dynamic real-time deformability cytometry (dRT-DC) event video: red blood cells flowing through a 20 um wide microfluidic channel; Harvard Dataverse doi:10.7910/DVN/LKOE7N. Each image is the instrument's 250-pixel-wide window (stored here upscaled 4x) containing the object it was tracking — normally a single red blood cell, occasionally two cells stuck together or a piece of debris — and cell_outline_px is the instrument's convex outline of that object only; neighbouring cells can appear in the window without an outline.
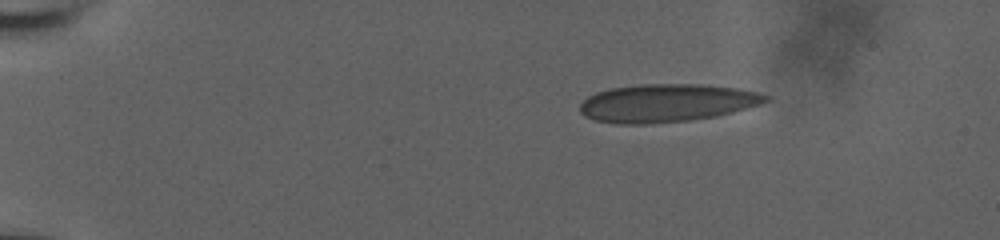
{"species": "human", "species_latin": "Homo sapiens", "temperature_condition": "room temperature", "stored_images_in_passage": 35, "camera_frame_rate_fps": 3000, "um_per_image_px": 0.085, "donor": {"sex": "male"}, "frame": {"image": 1, "passage_image": 1, "time_ms": 0.0, "image_size_px": [1000, 240], "cell_outline_px": [[772, 96], [768, 100], [760, 104], [732, 112], [716, 116], [688, 120], [644, 124], [616, 124], [596, 120], [584, 116], [580, 112], [580, 104], [588, 96], [596, 92], [612, 88], [640, 84], [700, 84], [736, 88], [756, 92]], "centroid_in_image_um": [56.65, 8.75], "position_along_channel_um": 28.3, "area_um2": 40.98}}
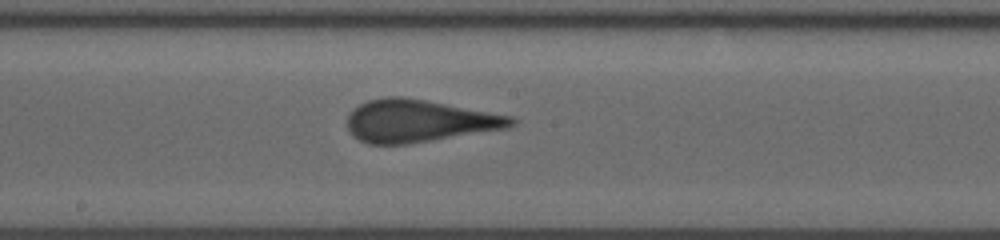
{"frame": {"image": 2, "passage_image": 16, "time_ms": 5.0, "image_size_px": [1000, 240], "cell_outline_px": [[516, 124], [508, 128], [408, 144], [368, 144], [352, 136], [348, 132], [348, 112], [360, 104], [368, 100], [388, 96], [400, 96], [424, 100], [512, 116], [516, 120]], "centroid_in_image_um": [35.57, 10.28], "position_along_channel_um": 212.6, "area_um2": 40.4}}
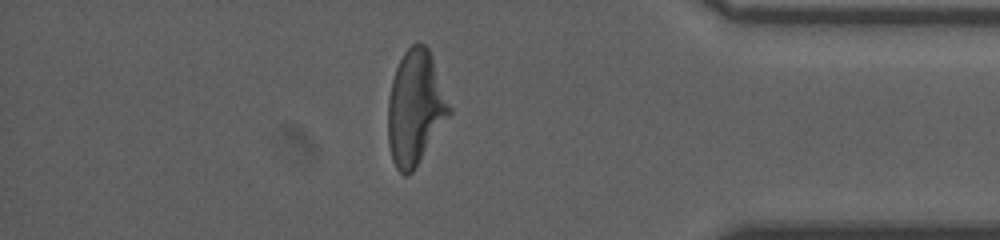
{"frame": {"image": 3, "passage_image": 30, "time_ms": 9.667, "image_size_px": [1000, 240], "cell_outline_px": [[452, 112], [412, 172], [408, 176], [404, 176], [396, 168], [392, 160], [388, 144], [388, 100], [392, 80], [396, 68], [404, 52], [412, 44], [424, 44], [428, 48], [432, 56], [452, 108]], "centroid_in_image_um": [35.3, 9.17], "position_along_channel_um": 399.9, "area_um2": 40.75}}